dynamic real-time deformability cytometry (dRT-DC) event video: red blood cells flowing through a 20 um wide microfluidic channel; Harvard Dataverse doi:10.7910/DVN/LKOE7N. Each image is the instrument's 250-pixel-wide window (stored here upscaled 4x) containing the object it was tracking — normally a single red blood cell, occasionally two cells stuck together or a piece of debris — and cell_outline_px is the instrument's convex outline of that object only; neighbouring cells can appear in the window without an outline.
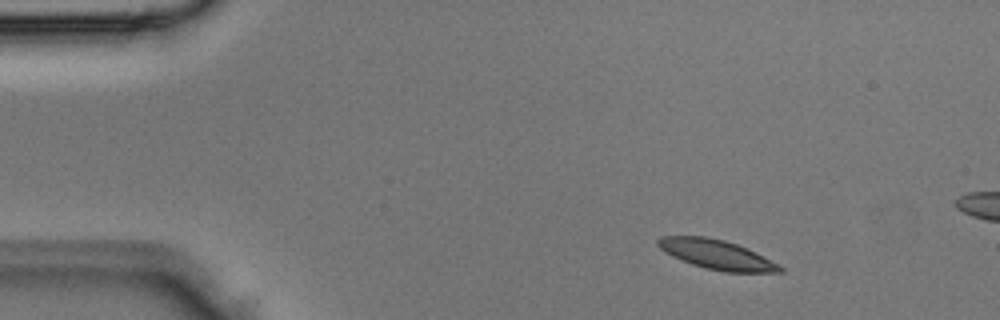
{"species": "Egyptian fruit bat (a non-hibernating species)", "species_latin": "Rousettus aegyptiacus", "temperature_condition": "room temperature", "stored_images_in_passage": 3, "camera_frame_rate_fps": 3000, "um_per_image_px": 0.085, "animal": {"sex": "male"}, "frame": {"image": 1, "passage_image": 1, "time_ms": 0.0, "image_size_px": [1000, 320], "cell_outline_px": [[784, 272], [724, 272], [704, 268], [692, 264], [672, 256], [664, 252], [656, 244], [656, 240], [660, 236], [708, 236], [724, 240], [736, 244], [780, 264], [784, 268]], "centroid_in_image_um": [60.89, 21.63], "position_along_channel_um": 24.1, "area_um2": 20.92}}